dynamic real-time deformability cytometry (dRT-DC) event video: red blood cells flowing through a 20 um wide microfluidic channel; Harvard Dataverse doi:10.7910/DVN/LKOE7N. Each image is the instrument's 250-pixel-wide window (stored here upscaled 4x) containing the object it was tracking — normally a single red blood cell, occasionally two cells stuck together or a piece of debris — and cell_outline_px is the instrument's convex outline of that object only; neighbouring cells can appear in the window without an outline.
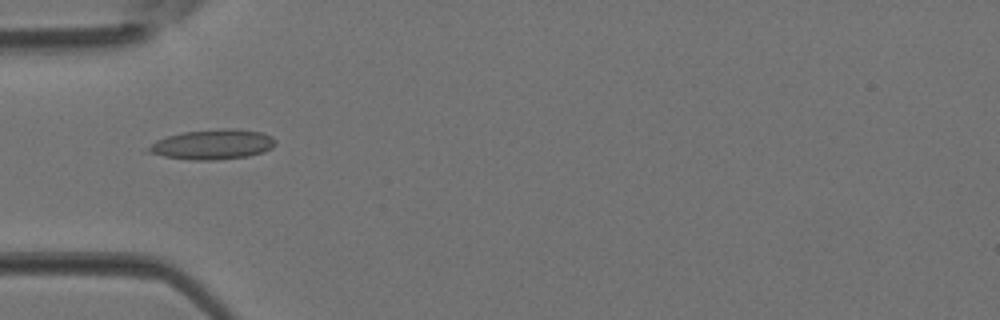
{"species": "Egyptian fruit bat (a non-hibernating species)", "species_latin": "Rousettus aegyptiacus", "temperature_condition": "room temperature", "stored_images_in_passage": 5, "camera_frame_rate_fps": 3000, "um_per_image_px": 0.085, "animal": {"sex": "female"}, "frame": {"image": 1, "passage_image": 4, "time_ms": 1.0, "image_size_px": [1000, 320], "cell_outline_px": [[276, 144], [272, 148], [264, 152], [248, 156], [212, 160], [192, 160], [164, 156], [148, 152], [148, 148], [156, 140], [168, 136], [184, 132], [220, 128], [236, 128], [260, 132], [272, 136], [276, 140]], "centroid_in_image_um": [18.12, 12.27], "position_along_channel_um": 66.9, "area_um2": 22.14}}
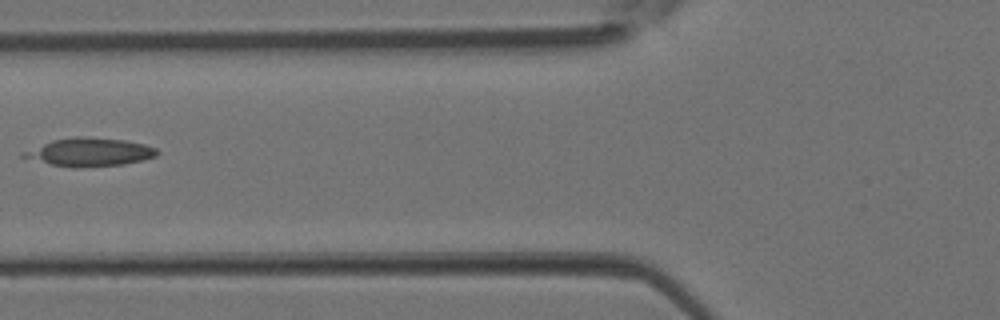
{"frame": {"image": 2, "passage_image": 5, "time_ms": 1.333, "image_size_px": [1000, 320], "cell_outline_px": [[160, 152], [156, 156], [124, 164], [76, 168], [72, 168], [52, 164], [20, 156], [20, 152], [52, 140], [76, 136], [84, 136], [124, 140], [144, 144], [156, 148]], "centroid_in_image_um": [7.6, 12.92], "position_along_channel_um": 118.2, "area_um2": 21.91}}